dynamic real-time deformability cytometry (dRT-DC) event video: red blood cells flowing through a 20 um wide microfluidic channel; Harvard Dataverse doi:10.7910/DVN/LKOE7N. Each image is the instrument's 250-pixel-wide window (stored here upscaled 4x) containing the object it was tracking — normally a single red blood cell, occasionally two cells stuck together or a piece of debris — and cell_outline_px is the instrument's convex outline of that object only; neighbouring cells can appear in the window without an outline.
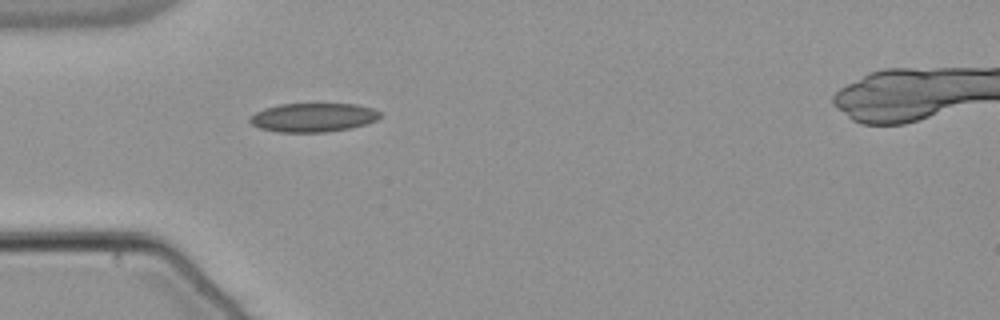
{"species": "common noctule bat (a hibernating species)", "species_latin": "Nyctalus noctula", "temperature_condition": "warm", "stored_images_in_passage": 35, "camera_frame_rate_fps": 3000, "um_per_image_px": 0.085, "animal": {"sex": "male", "body_mass_g": 21.5, "forearm_length_mm": 52.0}, "frame": {"image": 1, "passage_image": 1, "time_ms": 0.0, "image_size_px": [1000, 320], "cell_outline_px": [[380, 116], [376, 120], [364, 124], [348, 128], [324, 132], [276, 132], [260, 128], [252, 124], [248, 120], [256, 112], [264, 108], [280, 104], [356, 104], [372, 108], [380, 112]], "centroid_in_image_um": [26.59, 9.98], "position_along_channel_um": 58.4, "area_um2": 21.68}}
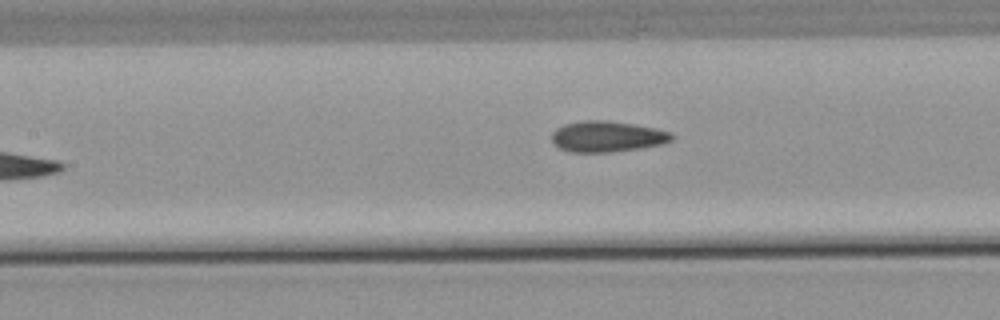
{"frame": {"image": 2, "passage_image": 9, "time_ms": 2.667, "image_size_px": [1000, 320], "cell_outline_px": [[676, 136], [672, 140], [660, 144], [640, 148], [608, 152], [572, 152], [560, 148], [552, 140], [552, 132], [556, 128], [564, 124], [584, 120], [608, 120], [656, 128], [672, 132]], "centroid_in_image_um": [51.63, 11.59], "position_along_channel_um": 155.8, "area_um2": 21.56}}
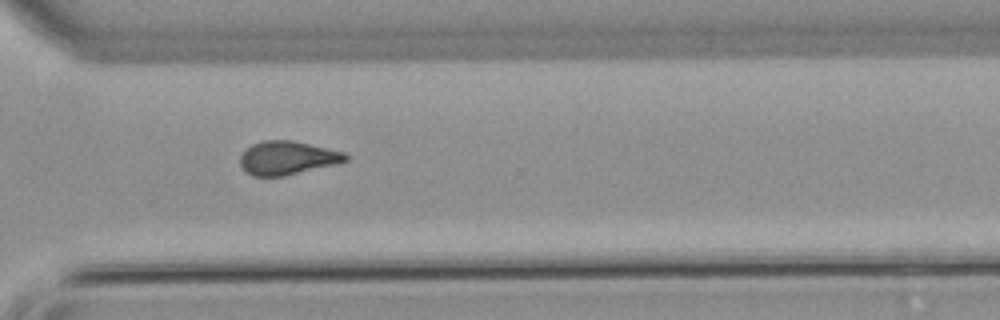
{"frame": {"image": 3, "passage_image": 24, "time_ms": 7.667, "image_size_px": [1000, 320], "cell_outline_px": [[348, 160], [336, 164], [284, 176], [252, 176], [244, 172], [240, 164], [240, 156], [252, 144], [264, 140], [292, 140], [344, 152], [348, 156]], "centroid_in_image_um": [24.4, 13.43], "position_along_channel_um": 346.2, "area_um2": 20.58}, "authors_computed_cell_mechanics": {"area_um2": 20.808, "velocity_mm_per_s": 3.8079, "shape_relaxation_time_tau1_ms": null, "shape_relaxation_time_tau2_ms": 3.1494, "deformation_change_tau1": null, "deformation_change_tau2": 0.0814}}